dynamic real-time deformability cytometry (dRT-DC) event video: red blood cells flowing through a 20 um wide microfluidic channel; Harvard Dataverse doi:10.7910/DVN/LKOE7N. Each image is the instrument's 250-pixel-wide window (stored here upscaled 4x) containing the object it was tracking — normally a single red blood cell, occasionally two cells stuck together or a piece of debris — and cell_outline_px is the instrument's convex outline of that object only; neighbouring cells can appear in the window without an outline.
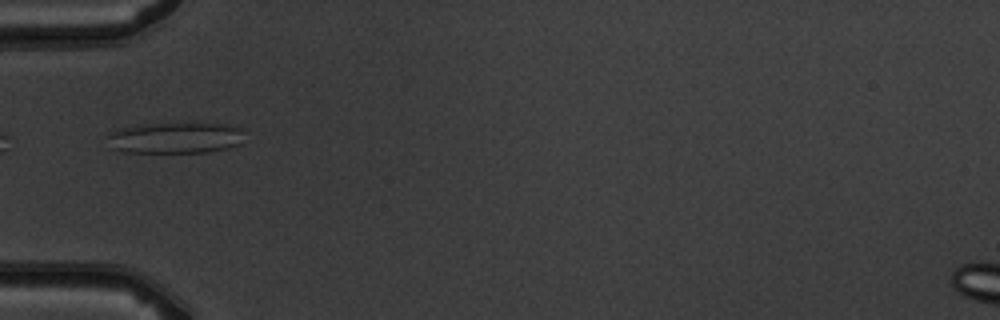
{"species": "common noctule bat (a hibernating species)", "species_latin": "Nyctalus noctula", "temperature_condition": "warm", "stored_images_in_passage": 5, "camera_frame_rate_fps": 3000, "um_per_image_px": 0.085, "animal": {"sex": "male", "body_mass_g": 19.5, "forearm_length_mm": 54.6}, "frame": {"image": 1, "passage_image": 4, "time_ms": 3.667, "image_size_px": [1000, 320], "cell_outline_px": [[244, 128], [240, 144], [228, 148], [208, 152], [124, 152], [112, 148], [108, 136], [108, 132], [116, 128], [140, 124], [228, 124]], "centroid_in_image_um": [14.9, 11.71], "position_along_channel_um": 70.1, "area_um2": 24.85}}